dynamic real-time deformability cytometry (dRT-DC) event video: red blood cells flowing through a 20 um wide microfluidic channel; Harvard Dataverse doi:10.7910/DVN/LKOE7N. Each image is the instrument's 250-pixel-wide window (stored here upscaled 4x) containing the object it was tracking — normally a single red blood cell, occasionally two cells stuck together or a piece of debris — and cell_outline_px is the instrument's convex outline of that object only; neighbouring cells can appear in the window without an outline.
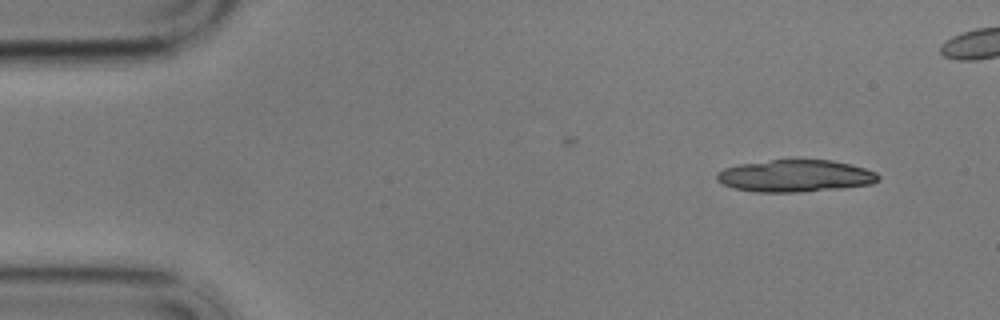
{"species": "common noctule bat (a hibernating species)", "species_latin": "Nyctalus noctula", "temperature_condition": "cold", "stored_images_in_passage": 37, "camera_frame_rate_fps": 3000, "um_per_image_px": 0.085, "animal": {"sex": "male", "body_mass_g": 17.9}, "frame": {"image": 1, "passage_image": 1, "time_ms": 0.0, "image_size_px": [1000, 320], "cell_outline_px": [[880, 180], [872, 184], [840, 188], [800, 192], [752, 192], [732, 188], [716, 180], [716, 172], [724, 168], [736, 164], [796, 156], [832, 160], [852, 164], [876, 172], [880, 176]], "centroid_in_image_um": [67.57, 14.9], "position_along_channel_um": 17.4, "area_um2": 31.5}}